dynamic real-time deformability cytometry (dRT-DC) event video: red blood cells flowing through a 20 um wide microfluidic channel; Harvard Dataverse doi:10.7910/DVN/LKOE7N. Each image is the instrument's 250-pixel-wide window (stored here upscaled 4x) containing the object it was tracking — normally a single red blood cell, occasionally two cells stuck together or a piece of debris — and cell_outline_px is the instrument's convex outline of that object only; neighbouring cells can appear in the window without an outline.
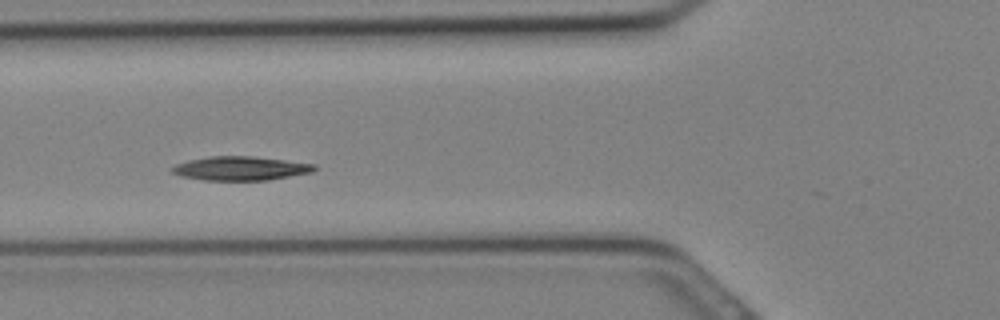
{"species": "Egyptian fruit bat (a non-hibernating species)", "species_latin": "Rousettus aegyptiacus", "temperature_condition": "cold", "stored_images_in_passage": 13, "camera_frame_rate_fps": 3000, "um_per_image_px": 0.085, "animal": {"sex": "female"}, "frame": {"image": 1, "passage_image": 9, "time_ms": 2.667, "image_size_px": [1000, 320], "cell_outline_px": [[316, 168], [312, 172], [268, 180], [204, 180], [180, 176], [172, 172], [172, 168], [176, 164], [188, 160], [208, 156], [252, 156], [316, 164]], "centroid_in_image_um": [20.43, 14.31], "position_along_channel_um": 105.4, "area_um2": 19.77}}
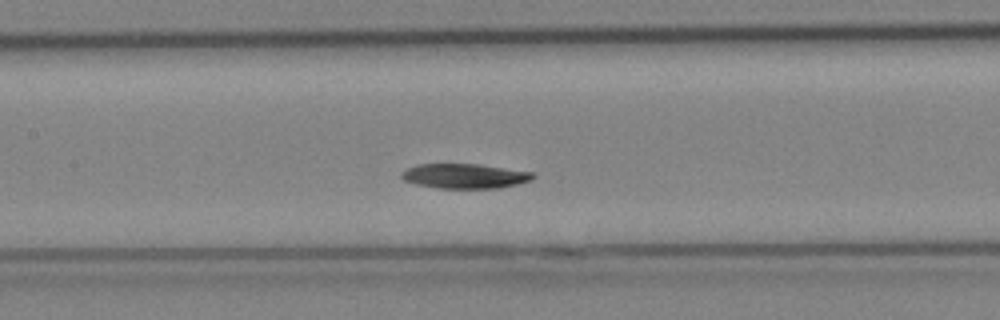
{"frame": {"image": 2, "passage_image": 12, "time_ms": 3.667, "image_size_px": [1000, 320], "cell_outline_px": [[536, 176], [532, 180], [516, 184], [496, 188], [440, 188], [416, 184], [404, 180], [400, 176], [400, 172], [404, 168], [416, 164], [480, 164], [532, 172]], "centroid_in_image_um": [39.45, 14.95], "position_along_channel_um": 167.9, "area_um2": 19.02}}